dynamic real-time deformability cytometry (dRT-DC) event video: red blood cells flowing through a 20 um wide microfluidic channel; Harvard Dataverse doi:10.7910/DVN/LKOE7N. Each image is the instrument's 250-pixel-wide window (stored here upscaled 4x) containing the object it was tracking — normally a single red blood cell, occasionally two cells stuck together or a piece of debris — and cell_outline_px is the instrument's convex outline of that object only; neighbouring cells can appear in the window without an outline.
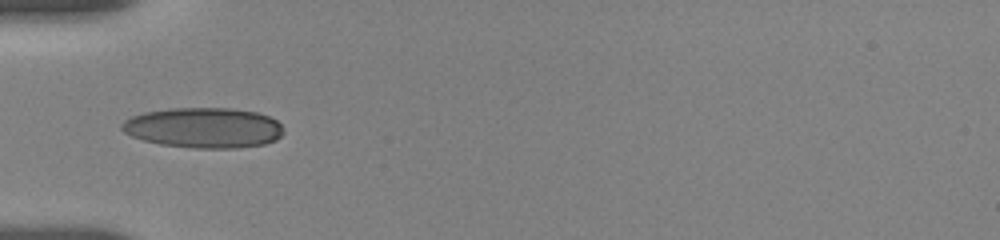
{"species": "human", "species_latin": "Homo sapiens", "temperature_condition": "room temperature", "stored_images_in_passage": 52, "camera_frame_rate_fps": 3000, "um_per_image_px": 0.085, "donor": {"sex": "female"}, "frame": {"image": 1, "passage_image": 1, "time_ms": 0.0, "image_size_px": [1000, 240], "cell_outline_px": [[284, 132], [276, 140], [264, 144], [236, 148], [192, 148], [160, 144], [144, 140], [132, 136], [124, 132], [120, 128], [120, 124], [124, 120], [132, 116], [144, 112], [172, 108], [232, 108], [256, 112], [268, 116], [276, 120], [284, 128]], "centroid_in_image_um": [17.31, 10.86], "position_along_channel_um": 67.7, "area_um2": 38.15}}
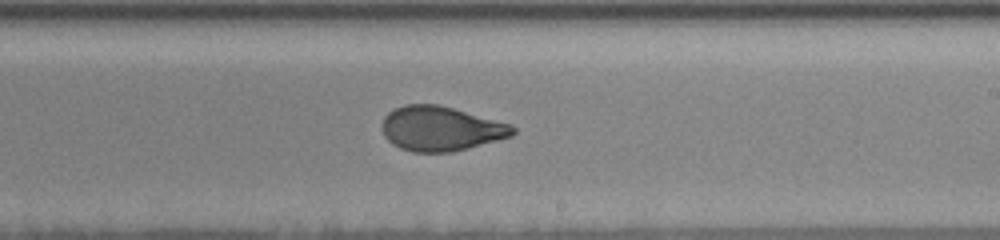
{"frame": {"image": 2, "passage_image": 19, "time_ms": 5.0, "image_size_px": [1000, 240], "cell_outline_px": [[516, 132], [512, 136], [468, 148], [452, 152], [412, 152], [400, 148], [392, 144], [384, 136], [384, 116], [388, 112], [404, 104], [436, 104], [452, 108], [512, 124], [516, 128]], "centroid_in_image_um": [37.49, 10.94], "position_along_channel_um": 251.5, "area_um2": 33.81}}
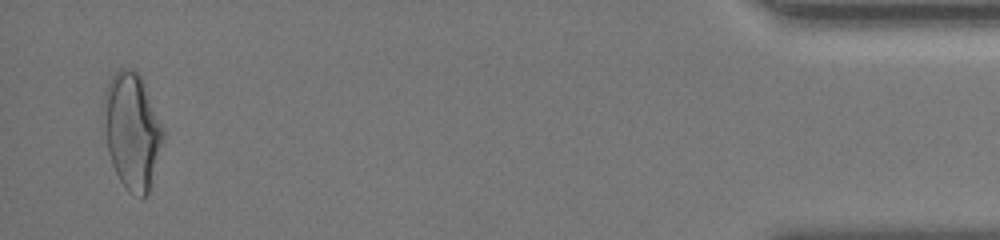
{"frame": {"image": 3, "passage_image": 51, "time_ms": 11.667, "image_size_px": [1000, 240], "cell_outline_px": [[164, 140], [148, 196], [140, 196], [128, 188], [120, 180], [112, 164], [108, 152], [104, 100], [104, 92], [112, 76], [120, 68], [124, 68], [136, 72], [140, 76], [164, 128]], "centroid_in_image_um": [11.26, 11.13], "position_along_channel_um": 423.9, "area_um2": 39.3}, "authors_computed_cell_mechanics": {"area_um2": 34.969, "velocity_mm_per_s": 3.6998, "shape_relaxation_time_tau1_ms": 5.2662, "shape_relaxation_time_tau2_ms": 1.0447, "deformation_change_tau1": 0.1777, "deformation_change_tau2": 0.0736}}